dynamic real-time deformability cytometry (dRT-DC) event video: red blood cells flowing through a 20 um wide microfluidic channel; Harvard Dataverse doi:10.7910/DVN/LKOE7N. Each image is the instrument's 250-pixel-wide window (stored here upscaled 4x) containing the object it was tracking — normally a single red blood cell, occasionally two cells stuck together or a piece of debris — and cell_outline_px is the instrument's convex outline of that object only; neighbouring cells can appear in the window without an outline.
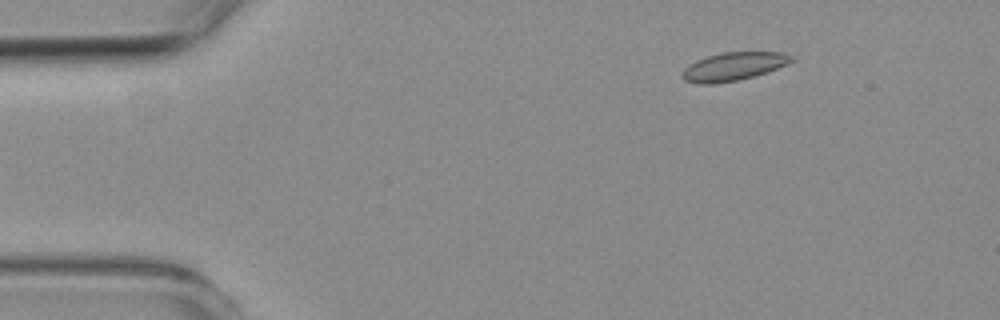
{"species": "common noctule bat (a hibernating species)", "species_latin": "Nyctalus noctula", "temperature_condition": "room temperature", "stored_images_in_passage": 4, "camera_frame_rate_fps": 3000, "um_per_image_px": 0.085, "animal": {"sex": "female", "body_mass_g": 19.3, "forearm_length_mm": 54.1}, "frame": {"image": 1, "passage_image": 1, "time_ms": 0.0, "image_size_px": [1000, 320], "cell_outline_px": [[796, 60], [776, 68], [752, 76], [736, 80], [712, 84], [700, 84], [684, 80], [680, 76], [684, 68], [696, 60], [708, 56], [724, 52], [780, 52], [792, 56]], "centroid_in_image_um": [62.31, 5.64], "position_along_channel_um": 22.7, "area_um2": 17.69}}
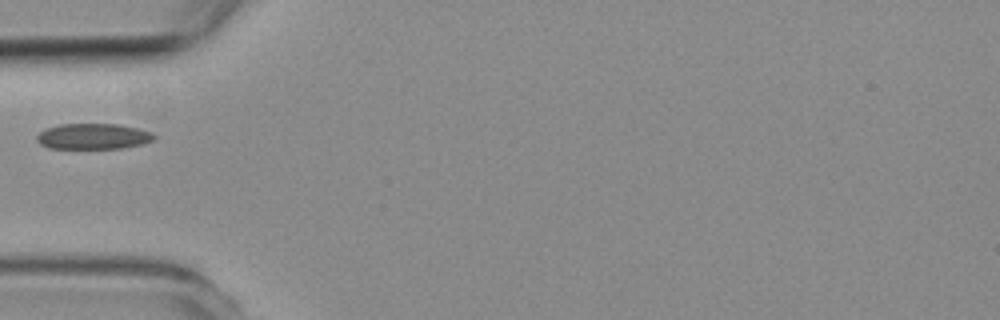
{"frame": {"image": 2, "passage_image": 4, "time_ms": 3.333, "image_size_px": [1000, 320], "cell_outline_px": [[156, 136], [152, 140], [144, 144], [120, 148], [48, 148], [40, 144], [36, 140], [36, 136], [44, 128], [60, 124], [120, 124], [152, 132]], "centroid_in_image_um": [7.9, 11.58], "position_along_channel_um": 77.1, "area_um2": 17.63}}